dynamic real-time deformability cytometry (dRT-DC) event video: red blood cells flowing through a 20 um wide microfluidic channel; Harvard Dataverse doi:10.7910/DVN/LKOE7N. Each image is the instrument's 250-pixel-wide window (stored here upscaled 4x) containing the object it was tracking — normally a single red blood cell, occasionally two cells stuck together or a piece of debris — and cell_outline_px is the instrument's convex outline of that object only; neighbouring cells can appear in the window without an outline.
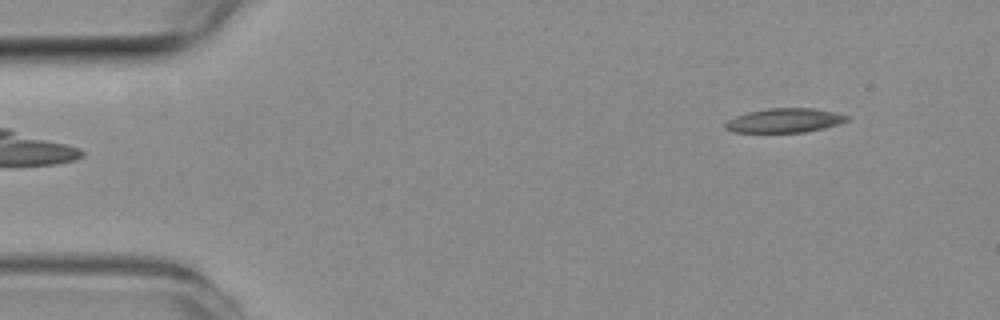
{"species": "common noctule bat (a hibernating species)", "species_latin": "Nyctalus noctula", "temperature_condition": "room temperature", "stored_images_in_passage": 8, "camera_frame_rate_fps": 3000, "um_per_image_px": 0.085, "animal": {"sex": "female", "body_mass_g": 19.3, "forearm_length_mm": 54.1}, "frame": {"image": 1, "passage_image": 1, "time_ms": 0.0, "image_size_px": [1000, 320], "cell_outline_px": [[848, 120], [840, 124], [824, 128], [804, 132], [732, 132], [724, 128], [724, 124], [728, 120], [736, 116], [748, 112], [768, 108], [812, 108], [832, 112], [848, 116]], "centroid_in_image_um": [66.66, 10.24], "position_along_channel_um": 18.3, "area_um2": 17.05}}